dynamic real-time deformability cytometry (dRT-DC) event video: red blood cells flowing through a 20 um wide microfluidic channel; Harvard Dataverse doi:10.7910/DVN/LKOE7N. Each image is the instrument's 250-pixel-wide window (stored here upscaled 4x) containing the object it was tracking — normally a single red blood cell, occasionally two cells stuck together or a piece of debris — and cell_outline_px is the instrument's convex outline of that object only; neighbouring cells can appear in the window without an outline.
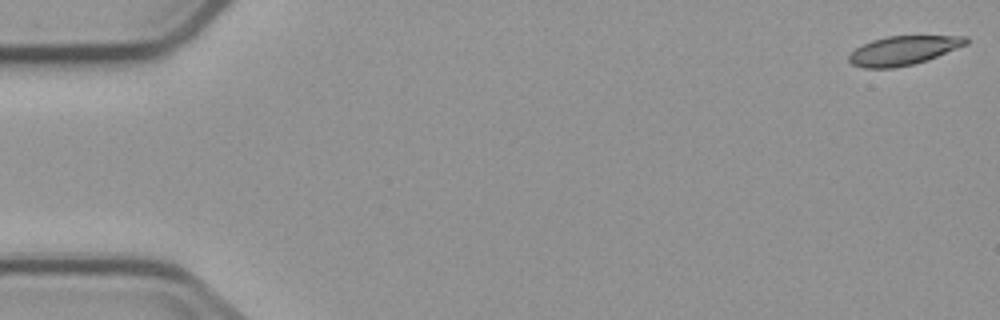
{"species": "common noctule bat (a hibernating species)", "species_latin": "Nyctalus noctula", "temperature_condition": "cold", "stored_images_in_passage": 4, "camera_frame_rate_fps": 3000, "um_per_image_px": 0.085, "animal": {"sex": "male", "body_mass_g": 23.1, "forearm_length_mm": 52.7}, "frame": {"image": 1, "passage_image": 1, "time_ms": 0.0, "image_size_px": [1000, 320], "cell_outline_px": [[968, 44], [928, 60], [912, 64], [892, 68], [864, 68], [852, 64], [848, 60], [848, 56], [856, 48], [872, 40], [888, 36], [968, 36]], "centroid_in_image_um": [76.8, 4.29], "position_along_channel_um": 8.2, "area_um2": 19.71}}